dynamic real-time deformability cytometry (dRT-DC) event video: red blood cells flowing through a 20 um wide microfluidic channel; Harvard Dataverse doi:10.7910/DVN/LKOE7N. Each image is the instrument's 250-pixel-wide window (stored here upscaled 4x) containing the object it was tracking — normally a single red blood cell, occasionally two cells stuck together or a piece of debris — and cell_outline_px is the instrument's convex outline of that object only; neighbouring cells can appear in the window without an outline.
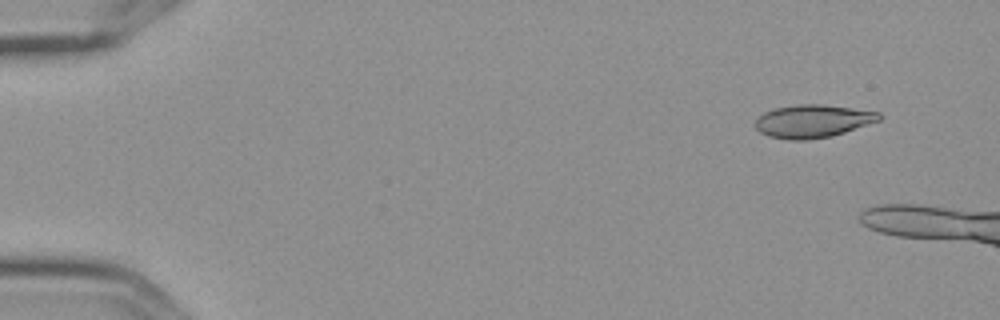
{"species": "Egyptian fruit bat (a non-hibernating species)", "species_latin": "Rousettus aegyptiacus", "temperature_condition": "cold", "stored_images_in_passage": 5, "camera_frame_rate_fps": 3000, "um_per_image_px": 0.085, "frame": {"image": 1, "passage_image": 2, "time_ms": 0.333, "image_size_px": [1000, 320], "cell_outline_px": [[884, 116], [880, 120], [832, 136], [808, 140], [788, 140], [768, 136], [760, 132], [756, 128], [756, 120], [764, 112], [776, 108], [796, 104], [820, 104], [852, 108], [880, 112]], "centroid_in_image_um": [69.1, 10.3], "position_along_channel_um": 15.9, "area_um2": 23.76}}